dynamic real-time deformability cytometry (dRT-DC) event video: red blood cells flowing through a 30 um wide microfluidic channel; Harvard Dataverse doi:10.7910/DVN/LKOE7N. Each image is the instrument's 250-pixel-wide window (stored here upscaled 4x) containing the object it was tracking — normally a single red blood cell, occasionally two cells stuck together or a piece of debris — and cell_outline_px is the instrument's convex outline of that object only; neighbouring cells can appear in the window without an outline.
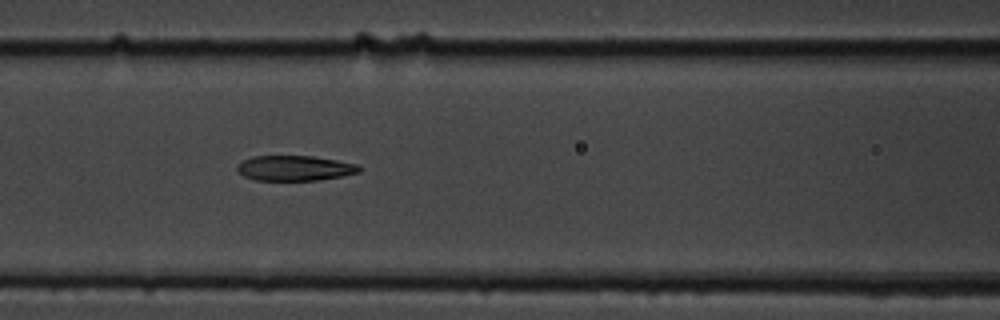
{"species": "common noctule bat (a hibernating species)", "species_latin": "Nyctalus noctula", "temperature_condition": "cold", "stored_images_in_passage": 7, "camera_frame_rate_fps": 3000, "um_per_image_px": 0.085, "animal": {"sex": "male", "body_mass_g": 19.5, "forearm_length_mm": 54.6}, "frame": {"image": 1, "passage_image": 6, "time_ms": 6.0, "image_size_px": [1000, 320], "cell_outline_px": [[360, 172], [340, 176], [316, 180], [256, 180], [244, 176], [236, 168], [236, 164], [252, 156], [312, 156], [336, 160], [356, 164], [360, 168]], "centroid_in_image_um": [25.01, 14.28], "position_along_channel_um": 141.6, "area_um2": 17.69}}
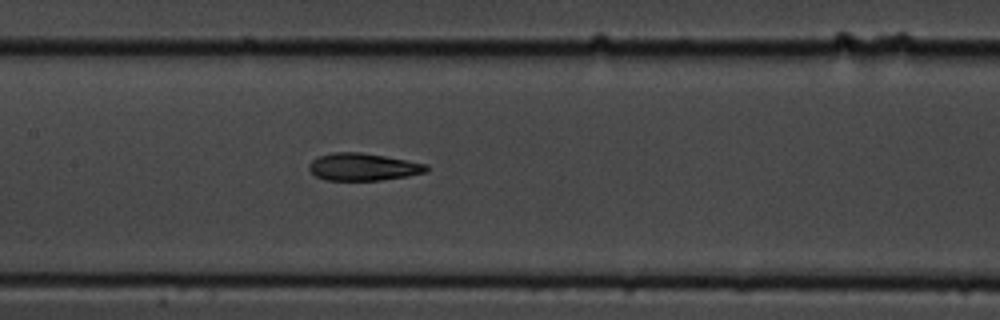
{"frame": {"image": 2, "passage_image": 7, "time_ms": 7.0, "image_size_px": [1000, 320], "cell_outline_px": [[428, 172], [408, 176], [380, 180], [324, 180], [316, 176], [308, 168], [308, 164], [312, 160], [320, 156], [332, 152], [360, 152], [384, 156], [428, 164]], "centroid_in_image_um": [30.87, 14.19], "position_along_channel_um": 176.5, "area_um2": 18.73}}